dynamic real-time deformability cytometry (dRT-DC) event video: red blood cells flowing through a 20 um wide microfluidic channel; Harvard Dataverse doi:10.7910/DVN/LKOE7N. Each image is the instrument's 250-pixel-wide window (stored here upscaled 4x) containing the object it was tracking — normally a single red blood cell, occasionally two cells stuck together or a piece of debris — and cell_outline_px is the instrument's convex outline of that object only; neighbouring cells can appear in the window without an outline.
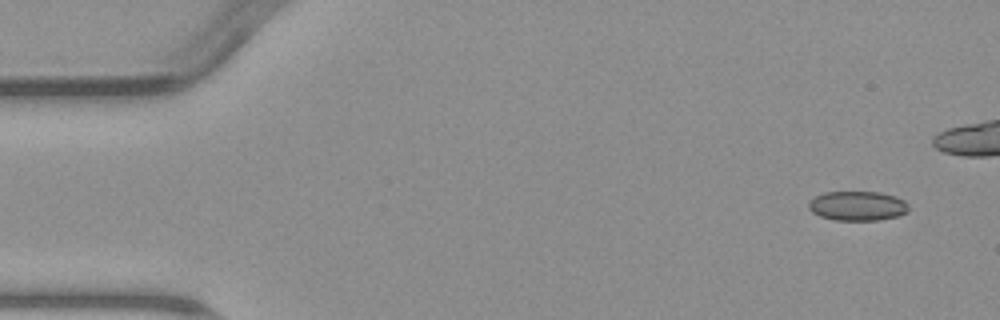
{"species": "common noctule bat (a hibernating species)", "species_latin": "Nyctalus noctula", "temperature_condition": "warm", "stored_images_in_passage": 6, "camera_frame_rate_fps": 3000, "um_per_image_px": 0.085, "animal": {"sex": "male", "body_mass_g": 23.1, "forearm_length_mm": 52.7}, "frame": {"image": 1, "passage_image": 1, "time_ms": 0.0, "image_size_px": [1000, 320], "cell_outline_px": [[908, 212], [900, 216], [880, 220], [836, 220], [820, 216], [812, 212], [808, 208], [808, 200], [824, 192], [880, 192], [896, 196], [904, 200], [908, 204]], "centroid_in_image_um": [72.9, 17.5], "position_along_channel_um": 12.1, "area_um2": 17.4}}